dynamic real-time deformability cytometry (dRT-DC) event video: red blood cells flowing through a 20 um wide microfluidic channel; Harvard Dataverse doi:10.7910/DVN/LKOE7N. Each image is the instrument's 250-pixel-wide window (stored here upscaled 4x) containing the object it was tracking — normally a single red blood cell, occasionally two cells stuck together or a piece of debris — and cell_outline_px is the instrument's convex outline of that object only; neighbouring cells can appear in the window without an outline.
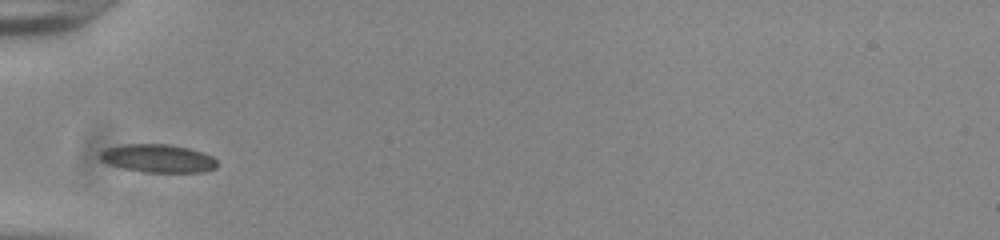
{"species": "common noctule bat (a hibernating species)", "species_latin": "Nyctalus noctula", "temperature_condition": "room temperature", "stored_images_in_passage": 30, "camera_frame_rate_fps": 3000, "um_per_image_px": 0.085, "animal": {"sex": "male", "body_mass_g": 20.0, "forearm_length_mm": 53.3}, "frame": {"image": 1, "passage_image": 1, "time_ms": 0.0, "image_size_px": [1000, 240], "cell_outline_px": [[216, 168], [204, 172], [144, 172], [124, 168], [108, 164], [100, 160], [100, 152], [108, 148], [124, 144], [168, 144], [188, 148], [212, 156], [216, 160]], "centroid_in_image_um": [13.42, 13.47], "position_along_channel_um": 71.6, "area_um2": 19.07}}
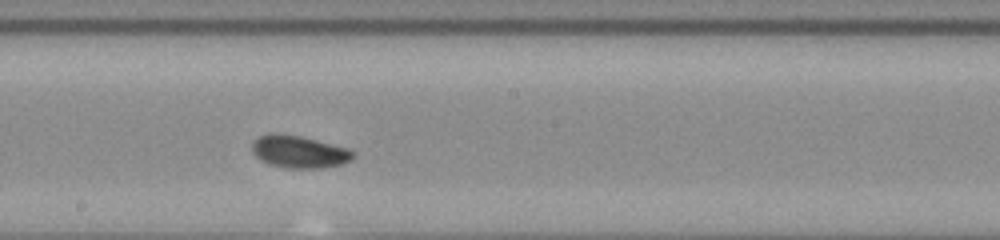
{"frame": {"image": 2, "passage_image": 13, "time_ms": 4.0, "image_size_px": [1000, 240], "cell_outline_px": [[356, 156], [352, 160], [340, 164], [324, 168], [288, 168], [268, 164], [260, 160], [252, 152], [252, 144], [260, 136], [276, 132], [300, 136], [348, 148], [356, 152]], "centroid_in_image_um": [25.45, 12.9], "position_along_channel_um": 222.8, "area_um2": 19.13}}
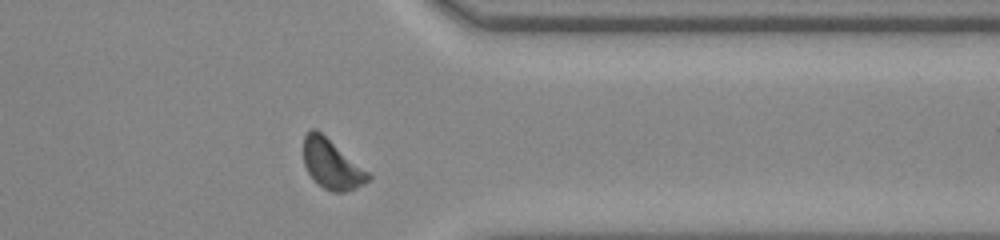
{"frame": {"image": 3, "passage_image": 26, "time_ms": 8.333, "image_size_px": [1000, 240], "cell_outline_px": [[372, 176], [364, 184], [356, 188], [344, 192], [332, 192], [324, 188], [308, 172], [304, 164], [304, 136], [312, 128], [316, 128], [368, 172]], "centroid_in_image_um": [28.19, 13.96], "position_along_channel_um": 383.2, "area_um2": 18.21}, "authors_computed_cell_mechanics": {"area_um2": 18.4093, "velocity_mm_per_s": 3.8032, "shape_relaxation_time_tau1_ms": 5.7237, "shape_relaxation_time_tau2_ms": 3.6191, "deformation_change_tau1": 0.137, "deformation_change_tau2": 0.0696}}